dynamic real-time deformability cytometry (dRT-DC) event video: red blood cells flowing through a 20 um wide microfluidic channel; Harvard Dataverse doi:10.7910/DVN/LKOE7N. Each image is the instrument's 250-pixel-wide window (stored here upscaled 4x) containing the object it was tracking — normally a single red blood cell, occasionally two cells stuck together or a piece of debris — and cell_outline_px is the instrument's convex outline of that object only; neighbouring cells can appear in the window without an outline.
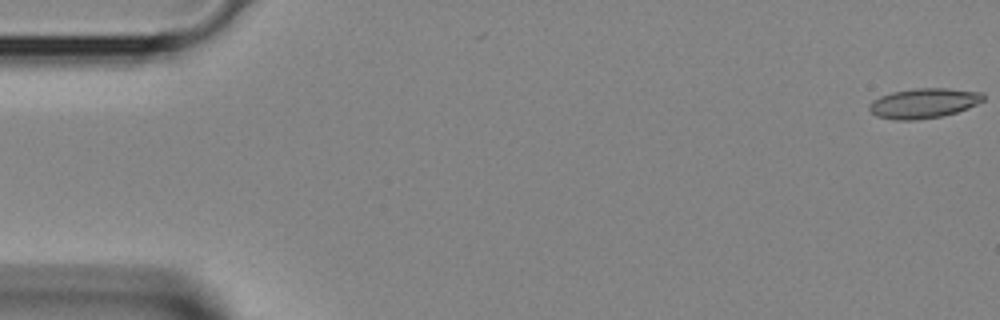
{"species": "Egyptian fruit bat (a non-hibernating species)", "species_latin": "Rousettus aegyptiacus", "temperature_condition": "room temperature", "stored_images_in_passage": 6, "segment_of_instrument_passage": [2, 2], "camera_frame_rate_fps": 3000, "um_per_image_px": 0.085, "animal": {"sex": "female"}, "frame": {"image": 1, "passage_image": 6, "time_ms": 1.667, "image_size_px": [1000, 320], "cell_outline_px": [[984, 100], [968, 108], [956, 112], [940, 116], [916, 120], [896, 120], [876, 116], [868, 108], [868, 104], [872, 100], [880, 96], [892, 92], [916, 88], [948, 88], [984, 92]], "centroid_in_image_um": [78.51, 8.76], "position_along_channel_um": 6.5, "area_um2": 19.94}}